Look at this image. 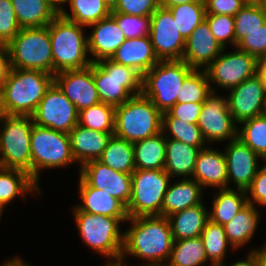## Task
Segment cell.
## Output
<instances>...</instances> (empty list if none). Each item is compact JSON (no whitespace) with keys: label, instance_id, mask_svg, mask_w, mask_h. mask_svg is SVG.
I'll list each match as a JSON object with an SVG mask.
<instances>
[{"label":"cell","instance_id":"cell-1","mask_svg":"<svg viewBox=\"0 0 266 266\" xmlns=\"http://www.w3.org/2000/svg\"><path fill=\"white\" fill-rule=\"evenodd\" d=\"M123 252L120 262L128 266H165L174 239L168 217L160 215L129 217L125 222ZM132 256V257H131ZM144 263L129 264L128 258Z\"/></svg>","mask_w":266,"mask_h":266},{"label":"cell","instance_id":"cell-2","mask_svg":"<svg viewBox=\"0 0 266 266\" xmlns=\"http://www.w3.org/2000/svg\"><path fill=\"white\" fill-rule=\"evenodd\" d=\"M53 82L54 75L12 68L0 90V113L32 116Z\"/></svg>","mask_w":266,"mask_h":266},{"label":"cell","instance_id":"cell-3","mask_svg":"<svg viewBox=\"0 0 266 266\" xmlns=\"http://www.w3.org/2000/svg\"><path fill=\"white\" fill-rule=\"evenodd\" d=\"M82 245L106 262H119L123 252L124 225L129 218H114L82 211H71Z\"/></svg>","mask_w":266,"mask_h":266},{"label":"cell","instance_id":"cell-4","mask_svg":"<svg viewBox=\"0 0 266 266\" xmlns=\"http://www.w3.org/2000/svg\"><path fill=\"white\" fill-rule=\"evenodd\" d=\"M87 28L63 17L60 13L49 23L53 75L83 69L93 62L88 52Z\"/></svg>","mask_w":266,"mask_h":266},{"label":"cell","instance_id":"cell-5","mask_svg":"<svg viewBox=\"0 0 266 266\" xmlns=\"http://www.w3.org/2000/svg\"><path fill=\"white\" fill-rule=\"evenodd\" d=\"M75 164L67 133L33 124L31 130V178L42 189L43 170H55Z\"/></svg>","mask_w":266,"mask_h":266},{"label":"cell","instance_id":"cell-6","mask_svg":"<svg viewBox=\"0 0 266 266\" xmlns=\"http://www.w3.org/2000/svg\"><path fill=\"white\" fill-rule=\"evenodd\" d=\"M160 132L162 113L143 94L115 107V136L135 143Z\"/></svg>","mask_w":266,"mask_h":266},{"label":"cell","instance_id":"cell-7","mask_svg":"<svg viewBox=\"0 0 266 266\" xmlns=\"http://www.w3.org/2000/svg\"><path fill=\"white\" fill-rule=\"evenodd\" d=\"M93 79L100 102L114 107L142 94L143 76L133 67L111 59L93 63Z\"/></svg>","mask_w":266,"mask_h":266},{"label":"cell","instance_id":"cell-8","mask_svg":"<svg viewBox=\"0 0 266 266\" xmlns=\"http://www.w3.org/2000/svg\"><path fill=\"white\" fill-rule=\"evenodd\" d=\"M28 115L0 113V167L19 169L31 177V130Z\"/></svg>","mask_w":266,"mask_h":266},{"label":"cell","instance_id":"cell-9","mask_svg":"<svg viewBox=\"0 0 266 266\" xmlns=\"http://www.w3.org/2000/svg\"><path fill=\"white\" fill-rule=\"evenodd\" d=\"M183 60L159 61L143 75L142 94L161 112L176 103L185 78L193 71Z\"/></svg>","mask_w":266,"mask_h":266},{"label":"cell","instance_id":"cell-10","mask_svg":"<svg viewBox=\"0 0 266 266\" xmlns=\"http://www.w3.org/2000/svg\"><path fill=\"white\" fill-rule=\"evenodd\" d=\"M6 46L11 68L39 70L53 75L49 24L43 27L21 28Z\"/></svg>","mask_w":266,"mask_h":266},{"label":"cell","instance_id":"cell-11","mask_svg":"<svg viewBox=\"0 0 266 266\" xmlns=\"http://www.w3.org/2000/svg\"><path fill=\"white\" fill-rule=\"evenodd\" d=\"M171 180L164 169H136L132 173L131 196L126 206L128 216H162L164 195Z\"/></svg>","mask_w":266,"mask_h":266},{"label":"cell","instance_id":"cell-12","mask_svg":"<svg viewBox=\"0 0 266 266\" xmlns=\"http://www.w3.org/2000/svg\"><path fill=\"white\" fill-rule=\"evenodd\" d=\"M224 48L219 56L205 69L212 92H225L256 75L258 59L233 47ZM221 88V89H220Z\"/></svg>","mask_w":266,"mask_h":266},{"label":"cell","instance_id":"cell-13","mask_svg":"<svg viewBox=\"0 0 266 266\" xmlns=\"http://www.w3.org/2000/svg\"><path fill=\"white\" fill-rule=\"evenodd\" d=\"M197 125L208 146L236 139L238 125L228 109L227 95L212 92L202 105Z\"/></svg>","mask_w":266,"mask_h":266},{"label":"cell","instance_id":"cell-14","mask_svg":"<svg viewBox=\"0 0 266 266\" xmlns=\"http://www.w3.org/2000/svg\"><path fill=\"white\" fill-rule=\"evenodd\" d=\"M79 112L53 82L32 115L35 125L69 134L78 124Z\"/></svg>","mask_w":266,"mask_h":266},{"label":"cell","instance_id":"cell-15","mask_svg":"<svg viewBox=\"0 0 266 266\" xmlns=\"http://www.w3.org/2000/svg\"><path fill=\"white\" fill-rule=\"evenodd\" d=\"M150 40L159 61L182 60L186 40L169 9L159 7L150 16Z\"/></svg>","mask_w":266,"mask_h":266},{"label":"cell","instance_id":"cell-16","mask_svg":"<svg viewBox=\"0 0 266 266\" xmlns=\"http://www.w3.org/2000/svg\"><path fill=\"white\" fill-rule=\"evenodd\" d=\"M226 144L223 151L227 166L228 188L246 191L262 166L263 162L260 163L262 157L238 138Z\"/></svg>","mask_w":266,"mask_h":266},{"label":"cell","instance_id":"cell-17","mask_svg":"<svg viewBox=\"0 0 266 266\" xmlns=\"http://www.w3.org/2000/svg\"><path fill=\"white\" fill-rule=\"evenodd\" d=\"M227 93L228 109L237 125L266 113V90L257 74Z\"/></svg>","mask_w":266,"mask_h":266},{"label":"cell","instance_id":"cell-18","mask_svg":"<svg viewBox=\"0 0 266 266\" xmlns=\"http://www.w3.org/2000/svg\"><path fill=\"white\" fill-rule=\"evenodd\" d=\"M78 174L92 187L128 205L132 190V174L111 169L98 160H91L78 167Z\"/></svg>","mask_w":266,"mask_h":266},{"label":"cell","instance_id":"cell-19","mask_svg":"<svg viewBox=\"0 0 266 266\" xmlns=\"http://www.w3.org/2000/svg\"><path fill=\"white\" fill-rule=\"evenodd\" d=\"M54 82L78 112L100 102L93 79V63L83 69L59 72L54 75Z\"/></svg>","mask_w":266,"mask_h":266},{"label":"cell","instance_id":"cell-20","mask_svg":"<svg viewBox=\"0 0 266 266\" xmlns=\"http://www.w3.org/2000/svg\"><path fill=\"white\" fill-rule=\"evenodd\" d=\"M223 49L204 20L186 39L182 60L192 69L205 70Z\"/></svg>","mask_w":266,"mask_h":266},{"label":"cell","instance_id":"cell-21","mask_svg":"<svg viewBox=\"0 0 266 266\" xmlns=\"http://www.w3.org/2000/svg\"><path fill=\"white\" fill-rule=\"evenodd\" d=\"M88 52L93 63L110 59L116 50L123 44L126 37L119 28L115 19L109 15L88 26Z\"/></svg>","mask_w":266,"mask_h":266},{"label":"cell","instance_id":"cell-22","mask_svg":"<svg viewBox=\"0 0 266 266\" xmlns=\"http://www.w3.org/2000/svg\"><path fill=\"white\" fill-rule=\"evenodd\" d=\"M207 146L197 155L192 179H195L203 189L228 188V176L225 153L217 146Z\"/></svg>","mask_w":266,"mask_h":266},{"label":"cell","instance_id":"cell-23","mask_svg":"<svg viewBox=\"0 0 266 266\" xmlns=\"http://www.w3.org/2000/svg\"><path fill=\"white\" fill-rule=\"evenodd\" d=\"M79 203L72 211H82L114 218H129L126 206L118 199L100 189L90 186L80 175L78 177Z\"/></svg>","mask_w":266,"mask_h":266},{"label":"cell","instance_id":"cell-24","mask_svg":"<svg viewBox=\"0 0 266 266\" xmlns=\"http://www.w3.org/2000/svg\"><path fill=\"white\" fill-rule=\"evenodd\" d=\"M40 194L41 188L27 172L0 167V209L4 211L16 198L26 202L28 196L38 197Z\"/></svg>","mask_w":266,"mask_h":266},{"label":"cell","instance_id":"cell-25","mask_svg":"<svg viewBox=\"0 0 266 266\" xmlns=\"http://www.w3.org/2000/svg\"><path fill=\"white\" fill-rule=\"evenodd\" d=\"M110 59L133 67L142 76L159 62L149 36L126 39Z\"/></svg>","mask_w":266,"mask_h":266},{"label":"cell","instance_id":"cell-26","mask_svg":"<svg viewBox=\"0 0 266 266\" xmlns=\"http://www.w3.org/2000/svg\"><path fill=\"white\" fill-rule=\"evenodd\" d=\"M174 180H171L164 195L162 216L165 217L205 202L203 200L205 195L203 194L206 191L195 179L184 178Z\"/></svg>","mask_w":266,"mask_h":266},{"label":"cell","instance_id":"cell-27","mask_svg":"<svg viewBox=\"0 0 266 266\" xmlns=\"http://www.w3.org/2000/svg\"><path fill=\"white\" fill-rule=\"evenodd\" d=\"M114 133L99 132L81 125H76L70 131L71 151L79 167L84 163L97 160L105 150Z\"/></svg>","mask_w":266,"mask_h":266},{"label":"cell","instance_id":"cell-28","mask_svg":"<svg viewBox=\"0 0 266 266\" xmlns=\"http://www.w3.org/2000/svg\"><path fill=\"white\" fill-rule=\"evenodd\" d=\"M261 215L260 208L248 204L223 226L229 243L236 251L239 252L238 249L248 247L247 244L251 243L260 228Z\"/></svg>","mask_w":266,"mask_h":266},{"label":"cell","instance_id":"cell-29","mask_svg":"<svg viewBox=\"0 0 266 266\" xmlns=\"http://www.w3.org/2000/svg\"><path fill=\"white\" fill-rule=\"evenodd\" d=\"M199 151L198 147L166 138L164 170L173 180L192 178Z\"/></svg>","mask_w":266,"mask_h":266},{"label":"cell","instance_id":"cell-30","mask_svg":"<svg viewBox=\"0 0 266 266\" xmlns=\"http://www.w3.org/2000/svg\"><path fill=\"white\" fill-rule=\"evenodd\" d=\"M198 204L168 216L174 240L199 237L209 221L206 204ZM206 206V207H205Z\"/></svg>","mask_w":266,"mask_h":266},{"label":"cell","instance_id":"cell-31","mask_svg":"<svg viewBox=\"0 0 266 266\" xmlns=\"http://www.w3.org/2000/svg\"><path fill=\"white\" fill-rule=\"evenodd\" d=\"M212 194L209 220L222 226L248 205L246 191L241 189H216Z\"/></svg>","mask_w":266,"mask_h":266},{"label":"cell","instance_id":"cell-32","mask_svg":"<svg viewBox=\"0 0 266 266\" xmlns=\"http://www.w3.org/2000/svg\"><path fill=\"white\" fill-rule=\"evenodd\" d=\"M16 19L21 28L47 26L59 9L49 0H11Z\"/></svg>","mask_w":266,"mask_h":266},{"label":"cell","instance_id":"cell-33","mask_svg":"<svg viewBox=\"0 0 266 266\" xmlns=\"http://www.w3.org/2000/svg\"><path fill=\"white\" fill-rule=\"evenodd\" d=\"M65 5L70 9L68 7L66 9ZM59 13L63 17L87 28L111 15L112 9L104 0H66L63 7L59 9Z\"/></svg>","mask_w":266,"mask_h":266},{"label":"cell","instance_id":"cell-34","mask_svg":"<svg viewBox=\"0 0 266 266\" xmlns=\"http://www.w3.org/2000/svg\"><path fill=\"white\" fill-rule=\"evenodd\" d=\"M136 169H164L166 138L163 132L133 143Z\"/></svg>","mask_w":266,"mask_h":266},{"label":"cell","instance_id":"cell-35","mask_svg":"<svg viewBox=\"0 0 266 266\" xmlns=\"http://www.w3.org/2000/svg\"><path fill=\"white\" fill-rule=\"evenodd\" d=\"M97 160L116 171L132 174L136 170L133 143L115 135Z\"/></svg>","mask_w":266,"mask_h":266},{"label":"cell","instance_id":"cell-36","mask_svg":"<svg viewBox=\"0 0 266 266\" xmlns=\"http://www.w3.org/2000/svg\"><path fill=\"white\" fill-rule=\"evenodd\" d=\"M201 237L174 240L170 258L165 266H208Z\"/></svg>","mask_w":266,"mask_h":266},{"label":"cell","instance_id":"cell-37","mask_svg":"<svg viewBox=\"0 0 266 266\" xmlns=\"http://www.w3.org/2000/svg\"><path fill=\"white\" fill-rule=\"evenodd\" d=\"M200 237L204 244L207 259L211 264L225 263L229 253H235L236 251L229 243L224 227L210 220L204 227Z\"/></svg>","mask_w":266,"mask_h":266},{"label":"cell","instance_id":"cell-38","mask_svg":"<svg viewBox=\"0 0 266 266\" xmlns=\"http://www.w3.org/2000/svg\"><path fill=\"white\" fill-rule=\"evenodd\" d=\"M162 132L165 138L181 141L200 150L208 146L197 123H186L168 112L162 113Z\"/></svg>","mask_w":266,"mask_h":266},{"label":"cell","instance_id":"cell-39","mask_svg":"<svg viewBox=\"0 0 266 266\" xmlns=\"http://www.w3.org/2000/svg\"><path fill=\"white\" fill-rule=\"evenodd\" d=\"M78 125L99 132L114 133L115 107L99 102L79 111Z\"/></svg>","mask_w":266,"mask_h":266},{"label":"cell","instance_id":"cell-40","mask_svg":"<svg viewBox=\"0 0 266 266\" xmlns=\"http://www.w3.org/2000/svg\"><path fill=\"white\" fill-rule=\"evenodd\" d=\"M168 9L173 14L178 31L185 40L205 20L206 16L204 1L177 4Z\"/></svg>","mask_w":266,"mask_h":266},{"label":"cell","instance_id":"cell-41","mask_svg":"<svg viewBox=\"0 0 266 266\" xmlns=\"http://www.w3.org/2000/svg\"><path fill=\"white\" fill-rule=\"evenodd\" d=\"M237 138L261 157L266 156V113L240 123Z\"/></svg>","mask_w":266,"mask_h":266},{"label":"cell","instance_id":"cell-42","mask_svg":"<svg viewBox=\"0 0 266 266\" xmlns=\"http://www.w3.org/2000/svg\"><path fill=\"white\" fill-rule=\"evenodd\" d=\"M235 42L238 44L249 32L266 30V6L245 4L234 16Z\"/></svg>","mask_w":266,"mask_h":266},{"label":"cell","instance_id":"cell-43","mask_svg":"<svg viewBox=\"0 0 266 266\" xmlns=\"http://www.w3.org/2000/svg\"><path fill=\"white\" fill-rule=\"evenodd\" d=\"M212 93L205 70L194 69L184 80L177 103H204Z\"/></svg>","mask_w":266,"mask_h":266},{"label":"cell","instance_id":"cell-44","mask_svg":"<svg viewBox=\"0 0 266 266\" xmlns=\"http://www.w3.org/2000/svg\"><path fill=\"white\" fill-rule=\"evenodd\" d=\"M211 33L223 48L236 47L234 17L229 15L206 14Z\"/></svg>","mask_w":266,"mask_h":266},{"label":"cell","instance_id":"cell-45","mask_svg":"<svg viewBox=\"0 0 266 266\" xmlns=\"http://www.w3.org/2000/svg\"><path fill=\"white\" fill-rule=\"evenodd\" d=\"M111 16L117 22L126 39L149 36L150 34V17L134 16L124 13H111Z\"/></svg>","mask_w":266,"mask_h":266},{"label":"cell","instance_id":"cell-46","mask_svg":"<svg viewBox=\"0 0 266 266\" xmlns=\"http://www.w3.org/2000/svg\"><path fill=\"white\" fill-rule=\"evenodd\" d=\"M21 30L11 0H0V45H7Z\"/></svg>","mask_w":266,"mask_h":266},{"label":"cell","instance_id":"cell-47","mask_svg":"<svg viewBox=\"0 0 266 266\" xmlns=\"http://www.w3.org/2000/svg\"><path fill=\"white\" fill-rule=\"evenodd\" d=\"M159 7L158 0H118L112 13L150 17Z\"/></svg>","mask_w":266,"mask_h":266},{"label":"cell","instance_id":"cell-48","mask_svg":"<svg viewBox=\"0 0 266 266\" xmlns=\"http://www.w3.org/2000/svg\"><path fill=\"white\" fill-rule=\"evenodd\" d=\"M239 50L255 56L258 60L266 57V30H254L236 46Z\"/></svg>","mask_w":266,"mask_h":266},{"label":"cell","instance_id":"cell-49","mask_svg":"<svg viewBox=\"0 0 266 266\" xmlns=\"http://www.w3.org/2000/svg\"><path fill=\"white\" fill-rule=\"evenodd\" d=\"M248 204L257 208L266 207V169L261 166L246 190Z\"/></svg>","mask_w":266,"mask_h":266},{"label":"cell","instance_id":"cell-50","mask_svg":"<svg viewBox=\"0 0 266 266\" xmlns=\"http://www.w3.org/2000/svg\"><path fill=\"white\" fill-rule=\"evenodd\" d=\"M206 14L234 17L245 5L242 0H204Z\"/></svg>","mask_w":266,"mask_h":266},{"label":"cell","instance_id":"cell-51","mask_svg":"<svg viewBox=\"0 0 266 266\" xmlns=\"http://www.w3.org/2000/svg\"><path fill=\"white\" fill-rule=\"evenodd\" d=\"M203 103H176L168 113L186 123H197Z\"/></svg>","mask_w":266,"mask_h":266},{"label":"cell","instance_id":"cell-52","mask_svg":"<svg viewBox=\"0 0 266 266\" xmlns=\"http://www.w3.org/2000/svg\"><path fill=\"white\" fill-rule=\"evenodd\" d=\"M260 246L259 248H258V245H257V248L251 247V249L247 251V254H245L246 255L245 257L243 256V258L240 257L237 260H235V262H232V263L225 262L224 264L226 266H257V250L265 249L266 241L264 240V242Z\"/></svg>","mask_w":266,"mask_h":266},{"label":"cell","instance_id":"cell-53","mask_svg":"<svg viewBox=\"0 0 266 266\" xmlns=\"http://www.w3.org/2000/svg\"><path fill=\"white\" fill-rule=\"evenodd\" d=\"M11 63L7 46L0 45V90L11 71Z\"/></svg>","mask_w":266,"mask_h":266},{"label":"cell","instance_id":"cell-54","mask_svg":"<svg viewBox=\"0 0 266 266\" xmlns=\"http://www.w3.org/2000/svg\"><path fill=\"white\" fill-rule=\"evenodd\" d=\"M0 266H33L27 261H25L22 256H14L6 259Z\"/></svg>","mask_w":266,"mask_h":266},{"label":"cell","instance_id":"cell-55","mask_svg":"<svg viewBox=\"0 0 266 266\" xmlns=\"http://www.w3.org/2000/svg\"><path fill=\"white\" fill-rule=\"evenodd\" d=\"M256 74L261 79V82L264 85L265 90H266V57L258 60Z\"/></svg>","mask_w":266,"mask_h":266},{"label":"cell","instance_id":"cell-56","mask_svg":"<svg viewBox=\"0 0 266 266\" xmlns=\"http://www.w3.org/2000/svg\"><path fill=\"white\" fill-rule=\"evenodd\" d=\"M160 7L163 8H169L177 4H186L190 2H196V1H204V0H158Z\"/></svg>","mask_w":266,"mask_h":266},{"label":"cell","instance_id":"cell-57","mask_svg":"<svg viewBox=\"0 0 266 266\" xmlns=\"http://www.w3.org/2000/svg\"><path fill=\"white\" fill-rule=\"evenodd\" d=\"M257 266H266V248L257 250Z\"/></svg>","mask_w":266,"mask_h":266},{"label":"cell","instance_id":"cell-58","mask_svg":"<svg viewBox=\"0 0 266 266\" xmlns=\"http://www.w3.org/2000/svg\"><path fill=\"white\" fill-rule=\"evenodd\" d=\"M244 4L248 5H262L266 6V0H242Z\"/></svg>","mask_w":266,"mask_h":266},{"label":"cell","instance_id":"cell-59","mask_svg":"<svg viewBox=\"0 0 266 266\" xmlns=\"http://www.w3.org/2000/svg\"><path fill=\"white\" fill-rule=\"evenodd\" d=\"M52 2L58 9L62 8L66 0H49Z\"/></svg>","mask_w":266,"mask_h":266},{"label":"cell","instance_id":"cell-60","mask_svg":"<svg viewBox=\"0 0 266 266\" xmlns=\"http://www.w3.org/2000/svg\"><path fill=\"white\" fill-rule=\"evenodd\" d=\"M104 266H128L122 262H105Z\"/></svg>","mask_w":266,"mask_h":266},{"label":"cell","instance_id":"cell-61","mask_svg":"<svg viewBox=\"0 0 266 266\" xmlns=\"http://www.w3.org/2000/svg\"><path fill=\"white\" fill-rule=\"evenodd\" d=\"M105 3L112 9L116 3L118 2V0H104Z\"/></svg>","mask_w":266,"mask_h":266},{"label":"cell","instance_id":"cell-62","mask_svg":"<svg viewBox=\"0 0 266 266\" xmlns=\"http://www.w3.org/2000/svg\"><path fill=\"white\" fill-rule=\"evenodd\" d=\"M208 266H226L224 263L209 264Z\"/></svg>","mask_w":266,"mask_h":266},{"label":"cell","instance_id":"cell-63","mask_svg":"<svg viewBox=\"0 0 266 266\" xmlns=\"http://www.w3.org/2000/svg\"><path fill=\"white\" fill-rule=\"evenodd\" d=\"M262 161L264 162L262 166L266 169V156L262 157Z\"/></svg>","mask_w":266,"mask_h":266},{"label":"cell","instance_id":"cell-64","mask_svg":"<svg viewBox=\"0 0 266 266\" xmlns=\"http://www.w3.org/2000/svg\"><path fill=\"white\" fill-rule=\"evenodd\" d=\"M5 211H3L2 209H0V220H1V218H2V214L4 213Z\"/></svg>","mask_w":266,"mask_h":266}]
</instances>
